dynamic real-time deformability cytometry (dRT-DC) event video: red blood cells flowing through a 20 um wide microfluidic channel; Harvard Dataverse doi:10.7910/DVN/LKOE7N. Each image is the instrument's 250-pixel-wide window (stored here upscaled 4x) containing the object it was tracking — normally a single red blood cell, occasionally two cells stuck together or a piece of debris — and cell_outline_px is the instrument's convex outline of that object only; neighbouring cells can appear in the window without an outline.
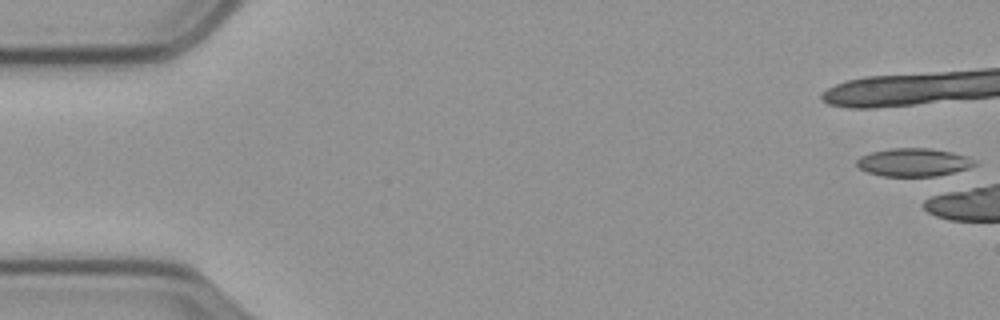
{"species": "common noctule bat (a hibernating species)", "species_latin": "Nyctalus noctula", "temperature_condition": "cold", "stored_images_in_passage": 2, "camera_frame_rate_fps": 3000, "um_per_image_px": 0.085, "animal": {"sex": "male", "body_mass_g": 23.1, "forearm_length_mm": 52.7}, "frame": {"image": 1, "passage_image": 1, "time_ms": 0.0, "image_size_px": [1000, 320], "cell_outline_px": [[976, 164], [968, 168], [936, 176], [884, 176], [868, 172], [860, 168], [856, 164], [856, 160], [860, 156], [872, 152], [892, 148], [928, 148], [952, 152], [968, 156], [976, 160]], "centroid_in_image_um": [77.66, 13.79], "position_along_channel_um": 7.3, "area_um2": 19.19}}